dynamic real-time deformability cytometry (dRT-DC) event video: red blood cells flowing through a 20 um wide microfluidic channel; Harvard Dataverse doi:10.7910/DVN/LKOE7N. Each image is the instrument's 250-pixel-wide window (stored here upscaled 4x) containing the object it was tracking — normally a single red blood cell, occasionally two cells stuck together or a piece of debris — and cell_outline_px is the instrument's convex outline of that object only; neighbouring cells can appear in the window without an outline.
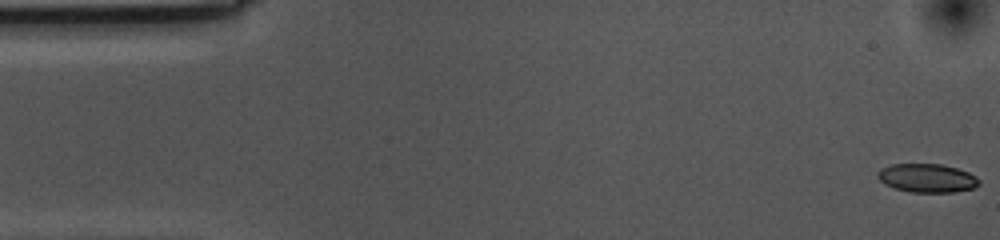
{"species": "common noctule bat (a hibernating species)", "species_latin": "Nyctalus noctula", "temperature_condition": "cold", "stored_images_in_passage": 56, "camera_frame_rate_fps": 3000, "um_per_image_px": 0.085, "animal": {"sex": "female", "body_mass_g": 10.0, "forearm_length_mm": 53.1}, "frame": {"image": 1, "passage_image": 1, "time_ms": 0.0, "image_size_px": [1000, 240], "cell_outline_px": [[980, 184], [972, 188], [956, 192], [908, 192], [884, 184], [876, 176], [876, 172], [880, 168], [892, 164], [940, 164], [956, 168], [968, 172], [976, 176], [980, 180]], "centroid_in_image_um": [78.78, 15.13], "position_along_channel_um": 6.2, "area_um2": 16.99}}
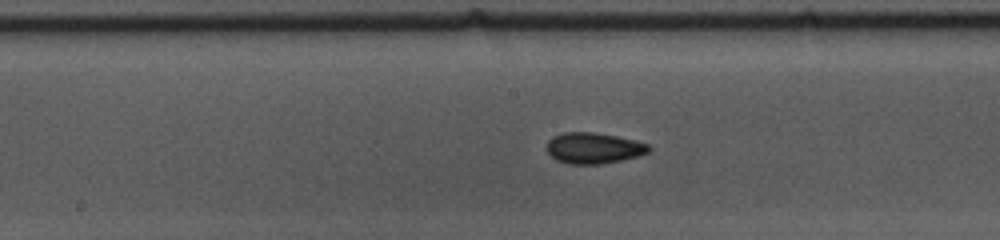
{"frame": {"image": 2, "passage_image": 27, "time_ms": 8.667, "image_size_px": [1000, 240], "cell_outline_px": [[652, 148], [648, 152], [640, 156], [600, 164], [568, 164], [556, 160], [548, 152], [548, 140], [552, 136], [564, 132], [592, 132], [616, 136], [636, 140], [648, 144]], "centroid_in_image_um": [50.47, 12.58], "position_along_channel_um": 197.7, "area_um2": 18.44}}
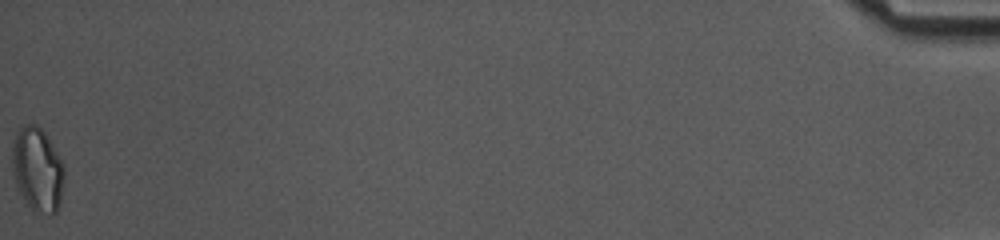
{"frame": {"image": 3, "passage_image": 56, "time_ms": 18.333, "image_size_px": [1000, 240], "cell_outline_px": [[64, 180], [60, 204], [56, 212], [52, 216], [36, 212], [28, 204], [20, 192], [16, 184], [12, 168], [12, 144], [16, 132], [24, 124], [32, 120], [44, 132], [52, 144], [64, 168]], "centroid_in_image_um": [3.18, 14.39], "position_along_channel_um": 432.0, "area_um2": 25.61}, "authors_computed_cell_mechanics": {"area_um2": 17.8891, "velocity_mm_per_s": 3.5445, "shape_relaxation_time_tau1_ms": 9.2883, "shape_relaxation_time_tau2_ms": 2.1492, "deformation_change_tau1": 0.1447, "deformation_change_tau2": 0.0718}}